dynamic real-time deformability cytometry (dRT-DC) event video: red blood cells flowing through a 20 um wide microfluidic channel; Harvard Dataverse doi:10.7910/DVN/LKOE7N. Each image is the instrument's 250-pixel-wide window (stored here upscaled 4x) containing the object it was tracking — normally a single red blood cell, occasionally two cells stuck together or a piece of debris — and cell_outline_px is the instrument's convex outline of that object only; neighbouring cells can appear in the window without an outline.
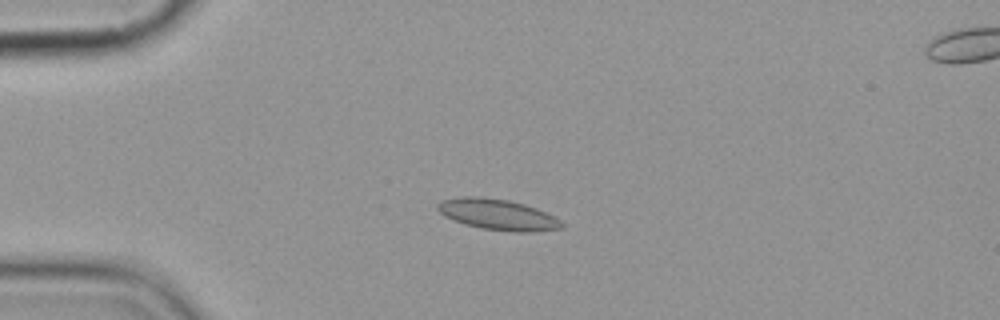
{"species": "common noctule bat (a hibernating species)", "species_latin": "Nyctalus noctula", "temperature_condition": "cold", "stored_images_in_passage": 4, "camera_frame_rate_fps": 3000, "um_per_image_px": 0.085, "animal": {"sex": "female", "body_mass_g": 19.9}, "frame": {"image": 1, "passage_image": 2, "time_ms": 1.0, "image_size_px": [1000, 320], "cell_outline_px": [[564, 228], [532, 232], [512, 232], [484, 228], [464, 224], [452, 220], [444, 216], [436, 208], [436, 204], [440, 200], [460, 196], [480, 196], [508, 200], [524, 204], [536, 208], [560, 220], [564, 224]], "centroid_in_image_um": [42.27, 18.23], "position_along_channel_um": 42.7, "area_um2": 22.43}}
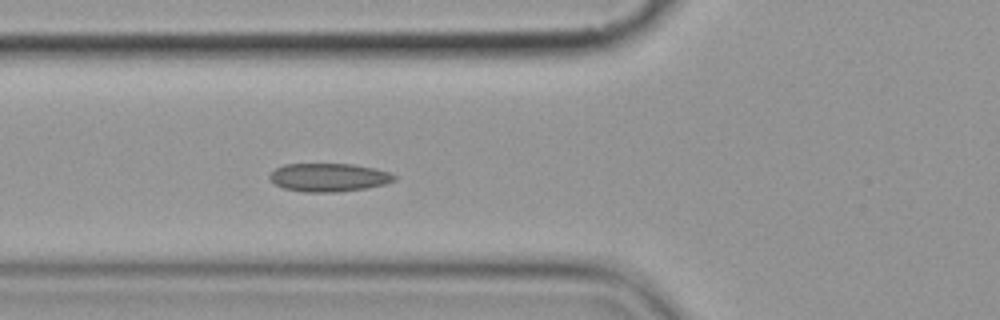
{"frame": {"image": 2, "passage_image": 4, "time_ms": 3.333, "image_size_px": [1000, 320], "cell_outline_px": [[396, 180], [384, 184], [364, 188], [336, 192], [304, 192], [284, 188], [276, 184], [268, 176], [276, 168], [284, 164], [352, 164], [392, 172], [396, 176]], "centroid_in_image_um": [27.96, 15.07], "position_along_channel_um": 97.8, "area_um2": 20.4}}